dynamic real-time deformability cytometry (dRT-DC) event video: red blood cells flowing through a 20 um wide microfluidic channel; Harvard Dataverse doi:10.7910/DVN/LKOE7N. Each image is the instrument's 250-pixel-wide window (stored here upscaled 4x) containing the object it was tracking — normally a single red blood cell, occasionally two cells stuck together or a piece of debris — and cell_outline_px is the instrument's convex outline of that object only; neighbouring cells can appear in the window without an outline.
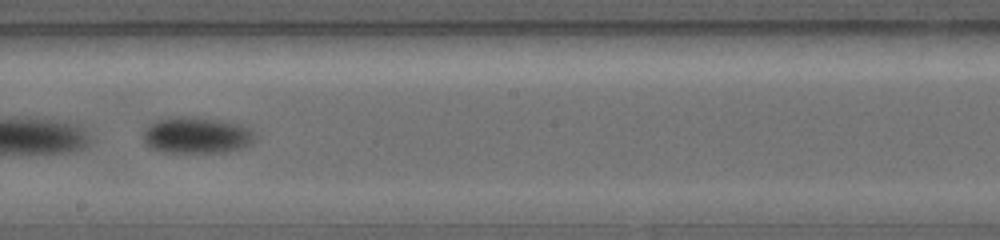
{"species": "common noctule bat (a hibernating species)", "species_latin": "Nyctalus noctula", "temperature_condition": "warm", "stored_images_in_passage": 24, "camera_frame_rate_fps": 5000, "um_per_image_px": 0.085, "animal": {"sex": "female", "body_mass_g": 19.0, "forearm_length_mm": 56.7}, "frame": {"image": 1, "passage_image": 17, "time_ms": 4.0, "image_size_px": [1000, 240], "cell_outline_px": [[256, 136], [252, 144], [228, 152], [160, 152], [148, 148], [144, 144], [144, 128], [148, 124], [156, 120], [168, 116], [196, 116], [240, 124], [248, 128]], "centroid_in_image_um": [16.65, 11.49], "position_along_channel_um": 231.5, "area_um2": 24.16}}